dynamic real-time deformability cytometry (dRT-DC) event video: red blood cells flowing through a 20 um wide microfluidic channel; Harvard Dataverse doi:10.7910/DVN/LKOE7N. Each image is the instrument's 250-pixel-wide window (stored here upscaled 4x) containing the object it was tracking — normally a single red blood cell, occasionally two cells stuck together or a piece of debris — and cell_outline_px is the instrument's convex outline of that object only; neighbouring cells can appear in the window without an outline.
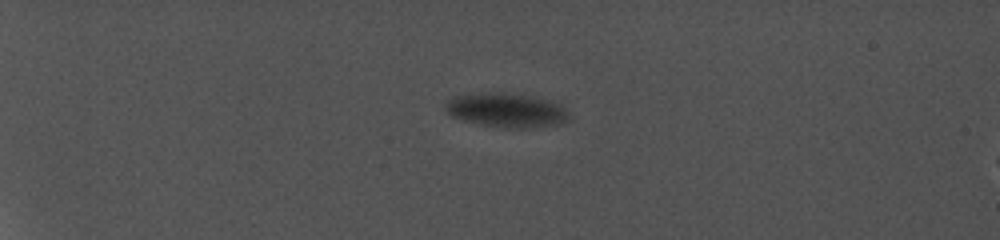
{"species": "common noctule bat (a hibernating species)", "species_latin": "Nyctalus noctula", "temperature_condition": "cold", "stored_images_in_passage": 70, "camera_frame_rate_fps": 5000, "um_per_image_px": 0.085, "animal": {"sex": "female", "body_mass_g": 19.0, "forearm_length_mm": 56.7}, "frame": {"image": 1, "passage_image": 1, "time_ms": 0.0, "image_size_px": [1000, 240], "cell_outline_px": [[572, 120], [560, 124], [524, 128], [504, 128], [480, 124], [464, 120], [452, 116], [448, 112], [444, 104], [452, 96], [484, 92], [500, 92], [524, 96], [544, 100], [556, 104], [564, 108], [572, 116]], "centroid_in_image_um": [43.03, 9.38], "position_along_channel_um": 42.0, "area_um2": 24.39}}
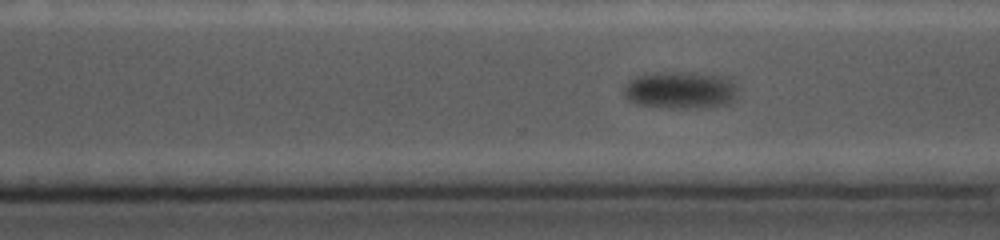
{"frame": {"image": 2, "passage_image": 53, "time_ms": 10.4, "image_size_px": [1000, 240], "cell_outline_px": [[736, 100], [724, 104], [704, 108], [680, 108], [640, 104], [628, 100], [624, 92], [624, 88], [628, 80], [636, 76], [656, 72], [724, 76], [736, 88]], "centroid_in_image_um": [57.81, 7.68], "position_along_channel_um": 312.8, "area_um2": 24.04}}
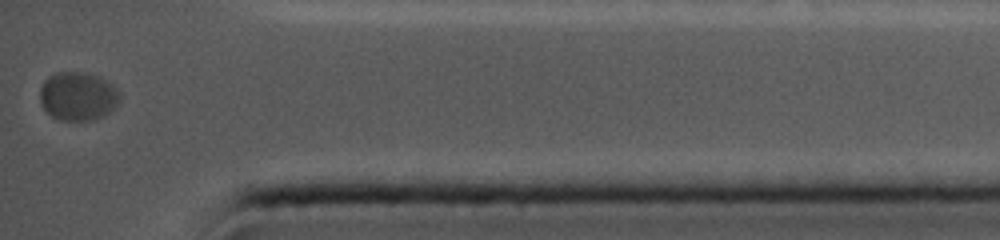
{"frame": {"image": 3, "passage_image": 70, "time_ms": 13.8, "image_size_px": [1000, 240], "cell_outline_px": [[120, 100], [104, 116], [92, 120], [60, 120], [52, 116], [40, 104], [40, 88], [44, 80], [48, 76], [60, 72], [84, 72], [100, 76], [108, 80], [120, 92]], "centroid_in_image_um": [6.62, 8.16], "position_along_channel_um": 428.6, "area_um2": 22.72}}